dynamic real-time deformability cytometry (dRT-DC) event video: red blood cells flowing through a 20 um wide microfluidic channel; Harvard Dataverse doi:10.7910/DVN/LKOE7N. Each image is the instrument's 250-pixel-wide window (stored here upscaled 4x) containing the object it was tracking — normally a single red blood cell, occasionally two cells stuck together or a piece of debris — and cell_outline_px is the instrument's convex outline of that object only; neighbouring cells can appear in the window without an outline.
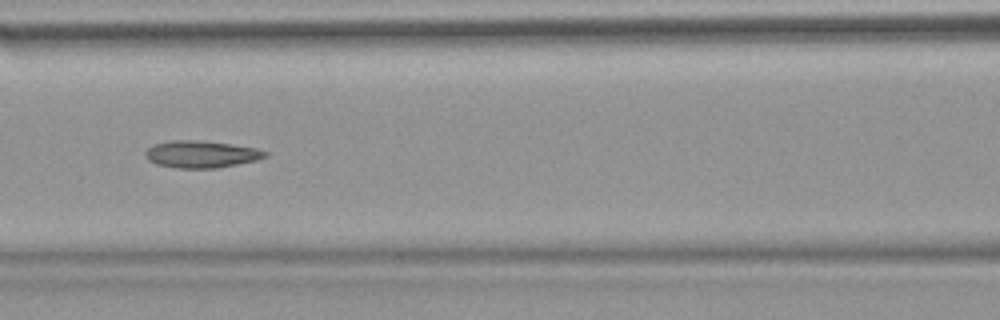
{"species": "common noctule bat (a hibernating species)", "species_latin": "Nyctalus noctula", "temperature_condition": "warm", "stored_images_in_passage": 43, "camera_frame_rate_fps": 3000, "um_per_image_px": 0.085, "animal": {"sex": "female", "body_mass_g": 18.4}, "frame": {"image": 1, "passage_image": 13, "time_ms": 4.0, "image_size_px": [1000, 320], "cell_outline_px": [[268, 156], [256, 160], [216, 168], [176, 168], [156, 164], [148, 160], [144, 152], [152, 144], [172, 140], [196, 140], [232, 144], [256, 148], [268, 152]], "centroid_in_image_um": [17.08, 13.1], "position_along_channel_um": 149.5, "area_um2": 18.9}, "authors_computed_cell_mechanics": {"area_um2": 18.2648, "velocity_mm_per_s": 3.7968, "shape_relaxation_time_tau1_ms": null, "shape_relaxation_time_tau2_ms": 3.6411, "deformation_change_tau1": null, "deformation_change_tau2": 0.1164}}